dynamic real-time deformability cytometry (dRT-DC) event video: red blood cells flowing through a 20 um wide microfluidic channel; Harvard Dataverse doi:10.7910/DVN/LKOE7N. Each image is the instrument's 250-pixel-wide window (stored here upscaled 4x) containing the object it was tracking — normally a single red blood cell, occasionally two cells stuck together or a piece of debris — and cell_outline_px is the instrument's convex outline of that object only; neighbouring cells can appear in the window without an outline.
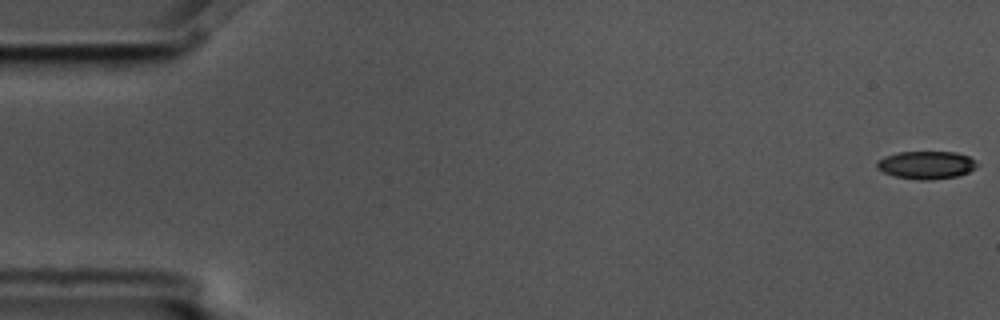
{"species": "common noctule bat (a hibernating species)", "species_latin": "Nyctalus noctula", "temperature_condition": "cold", "stored_images_in_passage": 5, "camera_frame_rate_fps": 3000, "um_per_image_px": 0.085, "animal": {"sex": "male", "body_mass_g": 17.5, "forearm_length_mm": 52.3}, "frame": {"image": 1, "passage_image": 1, "time_ms": 0.0, "image_size_px": [1000, 320], "cell_outline_px": [[980, 164], [976, 168], [968, 172], [956, 176], [932, 180], [920, 180], [896, 176], [884, 172], [876, 168], [876, 160], [884, 156], [900, 152], [956, 152], [968, 156], [976, 160]], "centroid_in_image_um": [78.75, 14.02], "position_along_channel_um": 6.2, "area_um2": 16.36}}
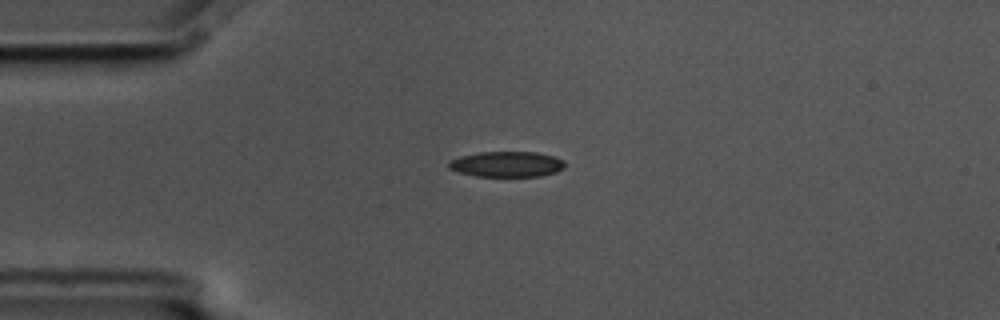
{"frame": {"image": 2, "passage_image": 4, "time_ms": 1.0, "image_size_px": [1000, 320], "cell_outline_px": [[564, 168], [556, 172], [540, 176], [476, 176], [460, 172], [448, 168], [448, 164], [452, 160], [460, 156], [480, 152], [536, 152], [556, 156], [564, 160]], "centroid_in_image_um": [43.11, 13.95], "position_along_channel_um": 41.9, "area_um2": 17.22}}